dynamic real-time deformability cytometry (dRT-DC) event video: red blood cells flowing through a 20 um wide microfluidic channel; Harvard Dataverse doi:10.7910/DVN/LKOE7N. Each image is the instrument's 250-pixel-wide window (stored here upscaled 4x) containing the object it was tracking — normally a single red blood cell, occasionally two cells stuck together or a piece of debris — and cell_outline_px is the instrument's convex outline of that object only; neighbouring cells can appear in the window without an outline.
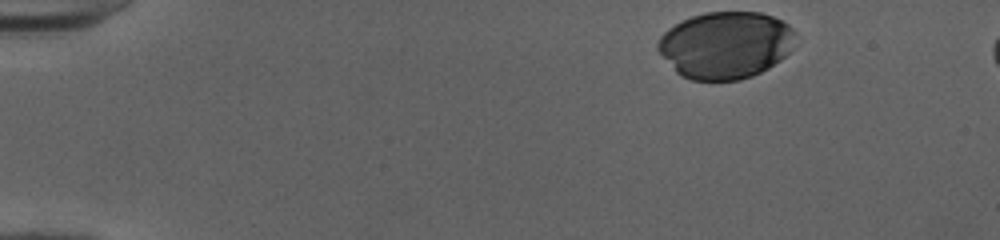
{"species": "human", "species_latin": "Homo sapiens", "temperature_condition": "cold", "stored_images_in_passage": 38, "camera_frame_rate_fps": 3000, "um_per_image_px": 0.085, "donor": {"sex": "female"}, "frame": {"image": 1, "passage_image": 1, "time_ms": 0.0, "image_size_px": [1000, 240], "cell_outline_px": [[796, 32], [792, 48], [780, 60], [768, 68], [752, 76], [740, 80], [692, 80], [680, 76], [676, 72], [656, 48], [656, 44], [660, 36], [668, 28], [680, 20], [704, 12], [760, 12], [772, 16], [788, 24]], "centroid_in_image_um": [61.65, 3.82], "position_along_channel_um": 23.3, "area_um2": 53.93}}
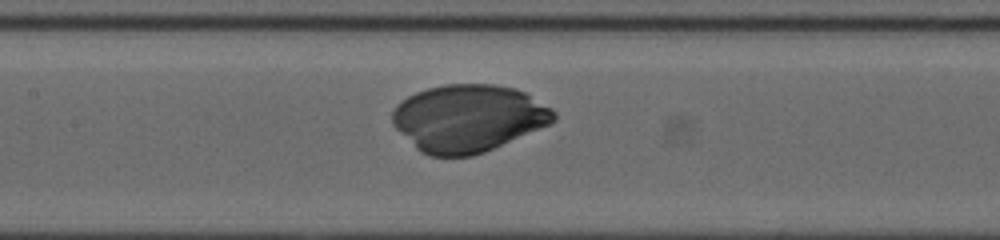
{"frame": {"image": 2, "passage_image": 20, "time_ms": 6.333, "image_size_px": [1000, 240], "cell_outline_px": [[556, 120], [548, 124], [484, 152], [472, 156], [428, 156], [420, 152], [392, 124], [392, 112], [396, 104], [408, 96], [416, 92], [428, 88], [444, 84], [492, 84], [516, 88], [524, 92], [552, 108], [556, 112]], "centroid_in_image_um": [39.78, 10.04], "position_along_channel_um": 167.6, "area_um2": 63.0}}
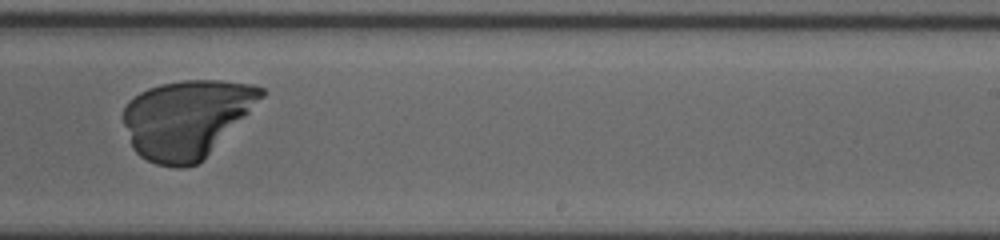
{"frame": {"image": 3, "passage_image": 28, "time_ms": 9.0, "image_size_px": [1000, 240], "cell_outline_px": [[268, 92], [204, 160], [196, 164], [184, 168], [176, 168], [156, 164], [140, 156], [132, 148], [124, 124], [124, 108], [128, 100], [140, 92], [148, 88], [160, 84], [184, 80], [220, 80], [252, 84], [264, 88]], "centroid_in_image_um": [15.87, 10.09], "position_along_channel_um": 273.1, "area_um2": 62.83}}